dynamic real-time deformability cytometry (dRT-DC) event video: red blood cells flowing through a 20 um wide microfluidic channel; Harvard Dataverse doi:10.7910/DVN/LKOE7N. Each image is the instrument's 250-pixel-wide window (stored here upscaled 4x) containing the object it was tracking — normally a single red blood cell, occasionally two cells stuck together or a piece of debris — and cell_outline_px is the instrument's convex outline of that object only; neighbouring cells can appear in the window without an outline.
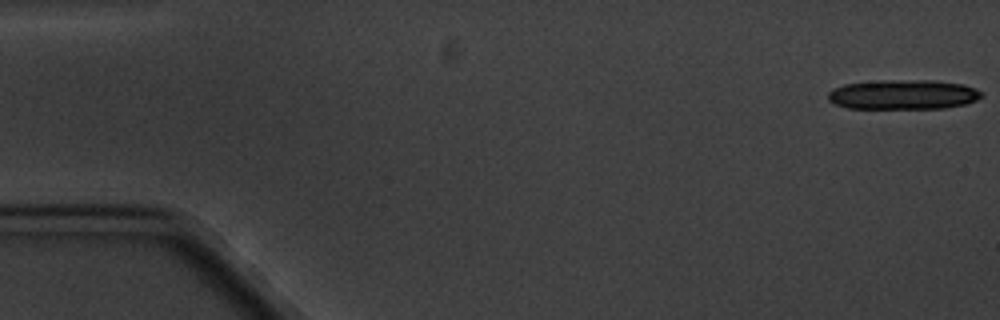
{"species": "common noctule bat (a hibernating species)", "species_latin": "Nyctalus noctula", "temperature_condition": "cold", "stored_images_in_passage": 7, "camera_frame_rate_fps": 3000, "um_per_image_px": 0.085, "animal": {"sex": "male", "body_mass_g": 20.1, "forearm_length_mm": 53.5}, "frame": {"image": 1, "passage_image": 1, "time_ms": 0.0, "image_size_px": [1000, 320], "cell_outline_px": [[984, 96], [976, 100], [964, 104], [944, 108], [848, 108], [836, 104], [828, 100], [828, 92], [832, 88], [844, 84], [880, 80], [932, 80], [964, 84], [976, 88], [984, 92]], "centroid_in_image_um": [76.79, 8.03], "position_along_channel_um": 8.2, "area_um2": 26.76}}
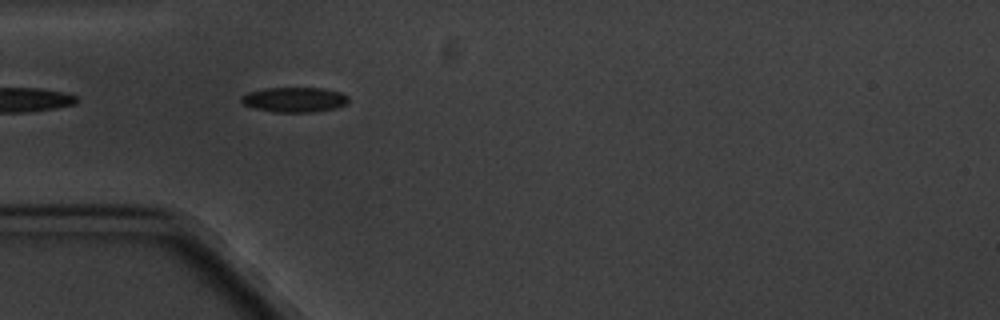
{"frame": {"image": 2, "passage_image": 6, "time_ms": 5.667, "image_size_px": [1000, 320], "cell_outline_px": [[348, 100], [344, 104], [336, 108], [316, 112], [276, 112], [256, 108], [244, 104], [240, 100], [240, 96], [248, 92], [264, 88], [324, 88], [340, 92], [348, 96]], "centroid_in_image_um": [25.02, 8.46], "position_along_channel_um": 60.0, "area_um2": 15.55}}